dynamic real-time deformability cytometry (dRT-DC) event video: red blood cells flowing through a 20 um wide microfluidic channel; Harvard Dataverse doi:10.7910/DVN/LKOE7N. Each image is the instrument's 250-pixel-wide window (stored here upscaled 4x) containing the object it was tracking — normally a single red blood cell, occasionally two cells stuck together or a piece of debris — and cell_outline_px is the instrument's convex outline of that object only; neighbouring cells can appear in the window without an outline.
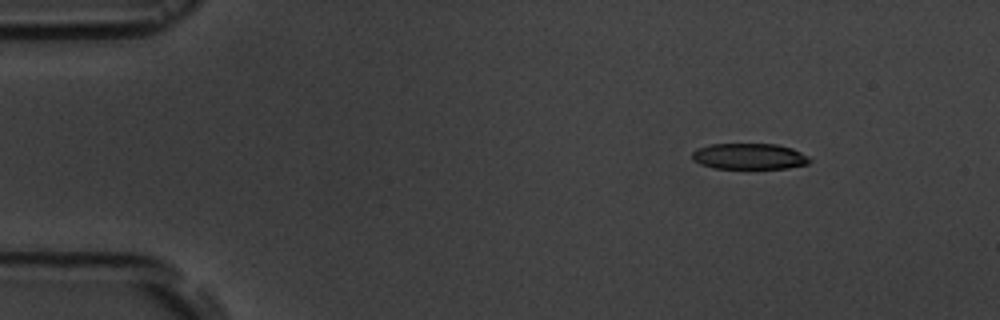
{"species": "common noctule bat (a hibernating species)", "species_latin": "Nyctalus noctula", "temperature_condition": "room temperature", "stored_images_in_passage": 7, "camera_frame_rate_fps": 3000, "um_per_image_px": 0.085, "animal": {"sex": "male", "body_mass_g": 19.5, "forearm_length_mm": 54.6}, "frame": {"image": 1, "passage_image": 1, "time_ms": 0.0, "image_size_px": [1000, 320], "cell_outline_px": [[812, 160], [808, 164], [788, 168], [712, 168], [700, 164], [692, 160], [692, 152], [696, 148], [708, 144], [776, 144], [792, 148], [808, 156]], "centroid_in_image_um": [63.66, 13.29], "position_along_channel_um": 21.3, "area_um2": 17.92}}
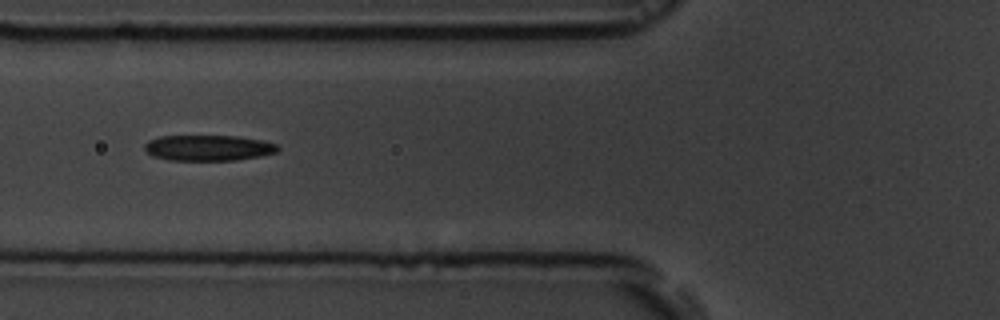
{"frame": {"image": 2, "passage_image": 5, "time_ms": 4.667, "image_size_px": [1000, 320], "cell_outline_px": [[280, 148], [276, 152], [260, 156], [236, 160], [168, 160], [152, 156], [144, 148], [144, 144], [148, 140], [160, 136], [236, 136], [264, 140], [280, 144]], "centroid_in_image_um": [17.73, 12.56], "position_along_channel_um": 108.1, "area_um2": 20.11}}
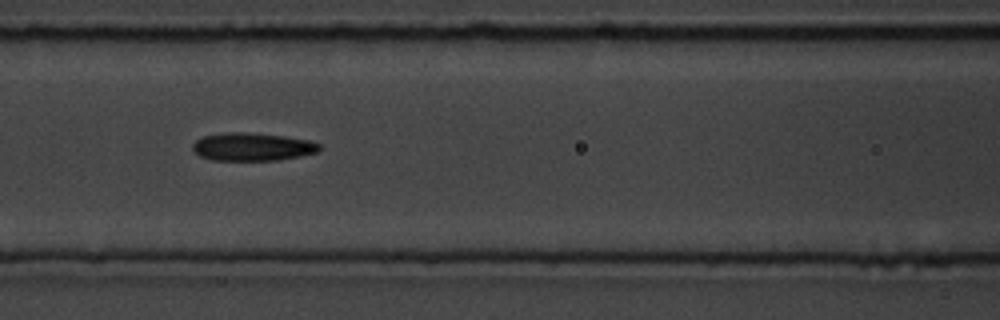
{"frame": {"image": 3, "passage_image": 6, "time_ms": 5.667, "image_size_px": [1000, 320], "cell_outline_px": [[320, 148], [316, 152], [300, 156], [280, 160], [212, 160], [200, 156], [192, 148], [192, 144], [196, 140], [204, 136], [228, 132], [244, 132], [284, 136], [308, 140], [320, 144]], "centroid_in_image_um": [21.44, 12.48], "position_along_channel_um": 145.2, "area_um2": 20.52}}